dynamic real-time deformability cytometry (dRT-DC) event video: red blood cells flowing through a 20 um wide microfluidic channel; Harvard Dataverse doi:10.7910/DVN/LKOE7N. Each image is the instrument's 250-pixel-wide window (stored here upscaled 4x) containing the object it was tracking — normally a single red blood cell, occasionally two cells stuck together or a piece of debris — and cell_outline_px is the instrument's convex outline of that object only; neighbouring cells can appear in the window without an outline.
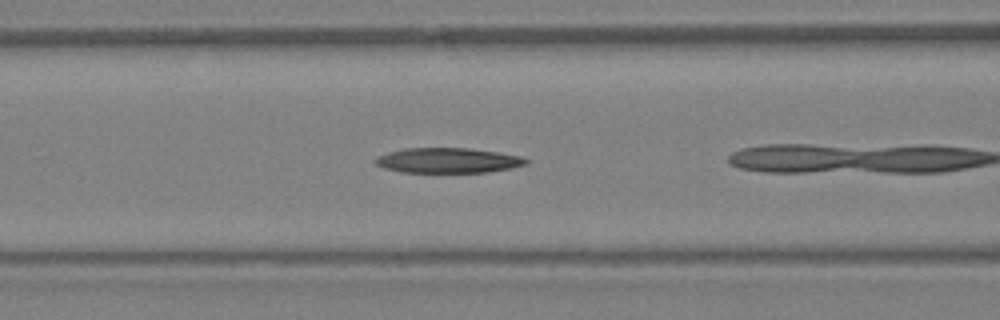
{"species": "Egyptian fruit bat (a non-hibernating species)", "species_latin": "Rousettus aegyptiacus", "temperature_condition": "warm", "stored_images_in_passage": 13, "camera_frame_rate_fps": 3000, "um_per_image_px": 0.085, "animal": {"sex": "female"}, "frame": {"image": 1, "passage_image": 10, "time_ms": 3.0, "image_size_px": [1000, 320], "cell_outline_px": [[532, 160], [528, 164], [512, 168], [488, 172], [400, 172], [384, 168], [376, 164], [372, 160], [376, 156], [388, 152], [404, 148], [468, 148], [500, 152], [524, 156]], "centroid_in_image_um": [38.12, 13.63], "position_along_channel_um": 128.5, "area_um2": 22.43}}